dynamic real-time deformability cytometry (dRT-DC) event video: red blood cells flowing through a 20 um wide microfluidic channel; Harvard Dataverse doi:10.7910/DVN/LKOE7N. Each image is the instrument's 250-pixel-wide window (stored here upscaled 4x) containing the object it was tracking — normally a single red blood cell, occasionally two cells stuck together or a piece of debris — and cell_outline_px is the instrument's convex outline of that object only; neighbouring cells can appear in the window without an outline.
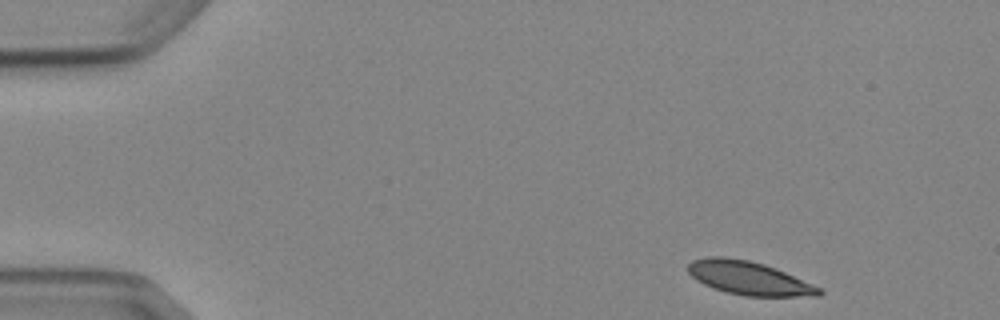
{"species": "Egyptian fruit bat (a non-hibernating species)", "species_latin": "Rousettus aegyptiacus", "temperature_condition": "cold", "stored_images_in_passage": 3, "camera_frame_rate_fps": 3000, "um_per_image_px": 0.085, "animal": {"sex": "female"}, "frame": {"image": 1, "passage_image": 1, "time_ms": 0.0, "image_size_px": [1000, 320], "cell_outline_px": [[824, 292], [820, 296], [744, 296], [712, 288], [696, 280], [688, 272], [688, 264], [692, 260], [708, 256], [720, 256], [748, 260], [764, 264], [776, 268], [812, 284], [820, 288]], "centroid_in_image_um": [63.64, 23.64], "position_along_channel_um": 21.4, "area_um2": 25.49}}
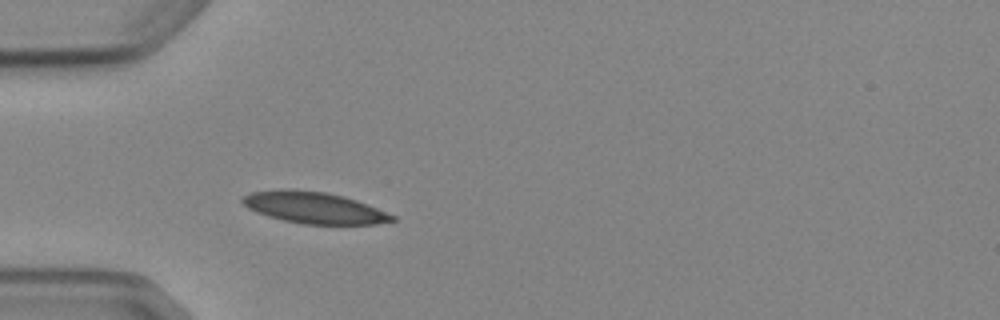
{"frame": {"image": 2, "passage_image": 3, "time_ms": 3.333, "image_size_px": [1000, 320], "cell_outline_px": [[396, 220], [376, 224], [304, 224], [284, 220], [268, 216], [256, 212], [248, 208], [240, 200], [240, 196], [252, 192], [280, 188], [292, 188], [328, 192], [344, 196], [356, 200], [396, 216]], "centroid_in_image_um": [26.65, 17.63], "position_along_channel_um": 58.4, "area_um2": 27.69}}